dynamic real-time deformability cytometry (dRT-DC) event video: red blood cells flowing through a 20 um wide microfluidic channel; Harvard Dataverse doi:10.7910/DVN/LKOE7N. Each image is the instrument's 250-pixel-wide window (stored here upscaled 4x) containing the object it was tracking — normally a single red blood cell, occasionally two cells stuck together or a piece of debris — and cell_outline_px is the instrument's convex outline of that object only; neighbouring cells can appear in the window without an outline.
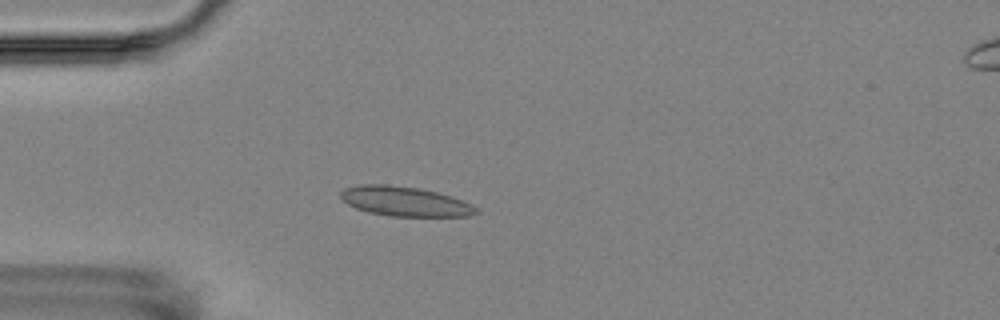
{"species": "Egyptian fruit bat (a non-hibernating species)", "species_latin": "Rousettus aegyptiacus", "temperature_condition": "room temperature", "stored_images_in_passage": 5, "camera_frame_rate_fps": 3000, "um_per_image_px": 0.085, "animal": {"sex": "female"}, "frame": {"image": 1, "passage_image": 5, "time_ms": 4.667, "image_size_px": [1000, 320], "cell_outline_px": [[480, 212], [472, 216], [388, 216], [368, 212], [356, 208], [348, 204], [340, 196], [340, 192], [344, 188], [360, 184], [388, 184], [420, 188], [452, 196], [472, 204]], "centroid_in_image_um": [34.42, 17.11], "position_along_channel_um": 50.6, "area_um2": 23.52}}